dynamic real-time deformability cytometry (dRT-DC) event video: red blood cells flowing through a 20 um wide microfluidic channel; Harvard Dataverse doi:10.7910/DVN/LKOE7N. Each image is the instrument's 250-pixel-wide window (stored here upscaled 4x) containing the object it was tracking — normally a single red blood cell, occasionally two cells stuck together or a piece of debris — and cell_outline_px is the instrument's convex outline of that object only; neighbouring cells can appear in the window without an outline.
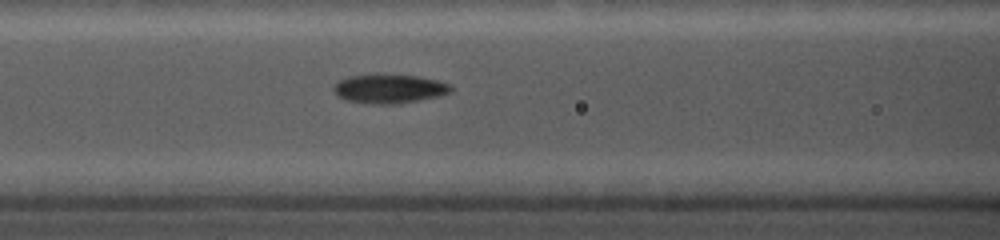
{"species": "common noctule bat (a hibernating species)", "species_latin": "Nyctalus noctula", "temperature_condition": "cold", "stored_images_in_passage": 18, "camera_frame_rate_fps": 5000, "um_per_image_px": 0.085, "animal": {"sex": "female", "body_mass_g": 19.0, "forearm_length_mm": 56.7}, "frame": {"image": 1, "passage_image": 6, "time_ms": 1.0, "image_size_px": [1000, 240], "cell_outline_px": [[452, 92], [440, 96], [392, 104], [376, 104], [344, 100], [332, 88], [340, 80], [348, 76], [420, 76], [436, 80], [448, 84], [452, 88]], "centroid_in_image_um": [33.11, 7.56], "position_along_channel_um": 133.5, "area_um2": 19.07}}
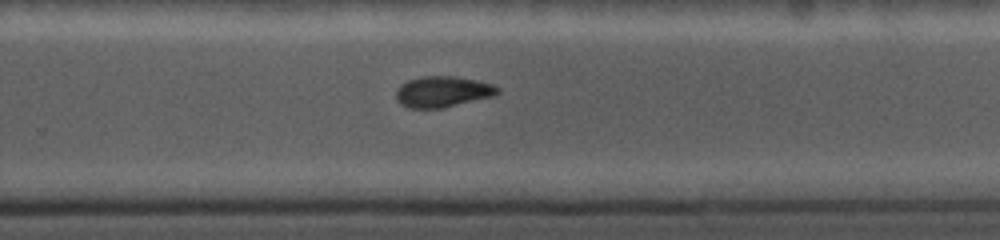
{"frame": {"image": 2, "passage_image": 13, "time_ms": 2.4, "image_size_px": [1000, 240], "cell_outline_px": [[500, 92], [496, 96], [444, 108], [408, 108], [400, 104], [396, 100], [396, 92], [400, 84], [408, 80], [424, 76], [456, 76], [476, 80], [492, 84], [500, 88]], "centroid_in_image_um": [37.65, 7.8], "position_along_channel_um": 292.2, "area_um2": 18.61}}
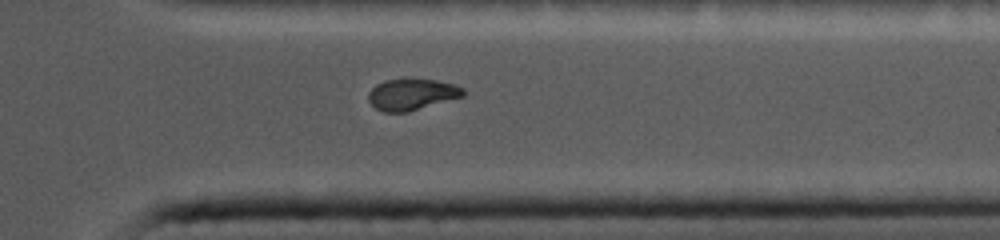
{"frame": {"image": 3, "passage_image": 16, "time_ms": 3.0, "image_size_px": [1000, 240], "cell_outline_px": [[464, 96], [408, 112], [384, 112], [376, 108], [368, 100], [368, 92], [376, 84], [384, 80], [436, 80], [456, 84], [464, 88]], "centroid_in_image_um": [35.01, 8.03], "position_along_channel_um": 376.4, "area_um2": 17.17}}